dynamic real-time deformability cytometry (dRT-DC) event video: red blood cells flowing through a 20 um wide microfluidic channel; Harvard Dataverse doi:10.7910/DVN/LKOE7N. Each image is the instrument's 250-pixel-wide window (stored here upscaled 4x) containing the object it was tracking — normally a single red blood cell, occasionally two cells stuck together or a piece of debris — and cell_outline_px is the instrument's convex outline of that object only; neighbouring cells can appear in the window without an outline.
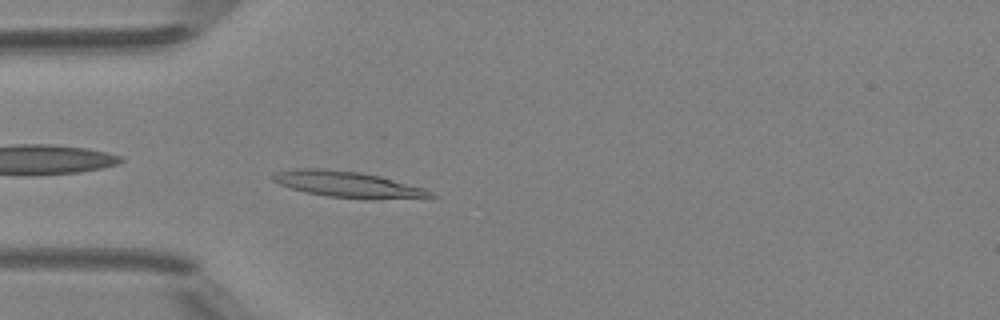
{"species": "Egyptian fruit bat (a non-hibernating species)", "species_latin": "Rousettus aegyptiacus", "temperature_condition": "room temperature", "stored_images_in_passage": 36, "camera_frame_rate_fps": 3000, "um_per_image_px": 0.085, "animal": {"sex": "female"}, "frame": {"image": 1, "passage_image": 2, "time_ms": 0.333, "image_size_px": [1000, 320], "cell_outline_px": [[436, 196], [372, 200], [364, 200], [328, 196], [308, 192], [292, 188], [280, 184], [272, 180], [268, 176], [276, 172], [296, 168], [324, 168], [360, 172], [424, 188], [432, 192]], "centroid_in_image_um": [29.5, 15.67], "position_along_channel_um": 55.5, "area_um2": 23.76}}
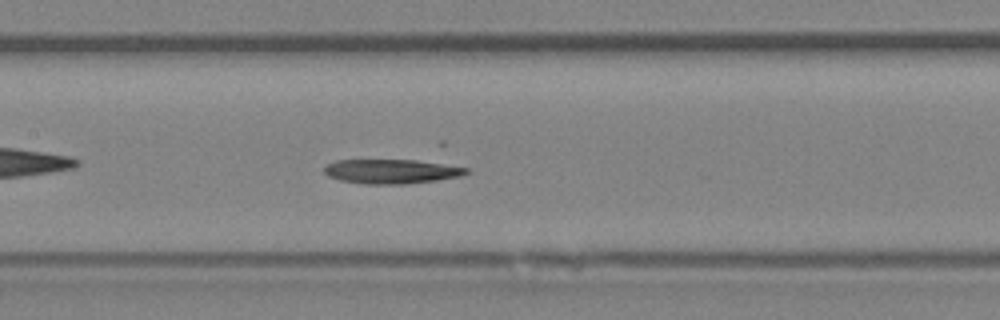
{"frame": {"image": 2, "passage_image": 11, "time_ms": 3.333, "image_size_px": [1000, 320], "cell_outline_px": [[468, 172], [460, 176], [436, 180], [404, 184], [364, 184], [340, 180], [328, 176], [324, 172], [324, 168], [328, 164], [336, 160], [416, 160], [468, 168]], "centroid_in_image_um": [33.23, 14.57], "position_along_channel_um": 174.2, "area_um2": 19.94}}
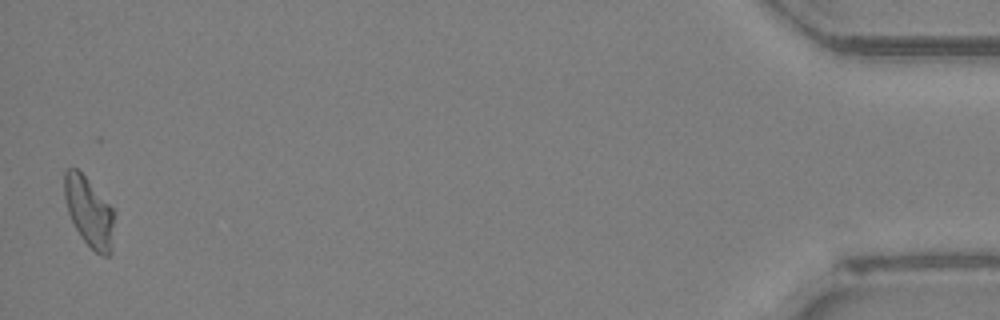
{"frame": {"image": 3, "passage_image": 36, "time_ms": 11.667, "image_size_px": [1000, 320], "cell_outline_px": [[116, 212], [112, 252], [108, 256], [104, 256], [96, 252], [80, 236], [68, 212], [64, 196], [64, 172], [68, 168], [76, 168], [84, 176]], "centroid_in_image_um": [7.61, 18.04], "position_along_channel_um": 427.6, "area_um2": 20.23}}